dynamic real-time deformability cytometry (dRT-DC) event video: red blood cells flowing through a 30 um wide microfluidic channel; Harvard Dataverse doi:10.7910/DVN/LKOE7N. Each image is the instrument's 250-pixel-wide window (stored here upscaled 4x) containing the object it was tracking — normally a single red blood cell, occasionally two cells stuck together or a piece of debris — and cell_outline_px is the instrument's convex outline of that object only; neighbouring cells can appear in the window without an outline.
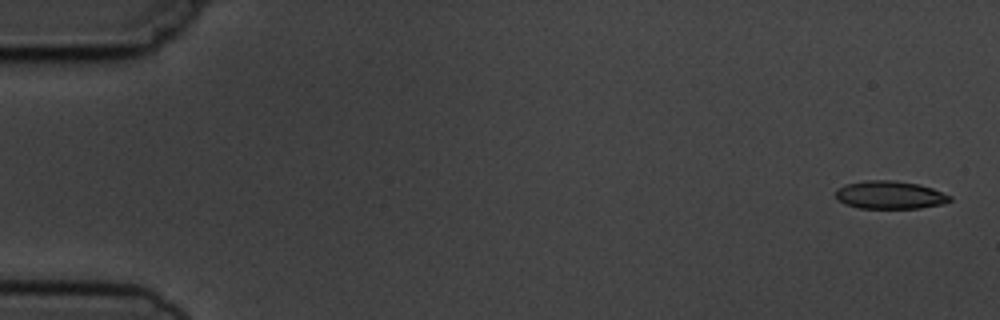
{"species": "common noctule bat (a hibernating species)", "species_latin": "Nyctalus noctula", "temperature_condition": "cold", "stored_images_in_passage": 5, "camera_frame_rate_fps": 3000, "um_per_image_px": 0.085, "animal": {"sex": "male", "body_mass_g": 19.5, "forearm_length_mm": 54.6}, "frame": {"image": 1, "passage_image": 1, "time_ms": 0.0, "image_size_px": [1000, 320], "cell_outline_px": [[952, 200], [944, 204], [920, 208], [860, 208], [844, 204], [836, 200], [836, 192], [844, 184], [868, 180], [892, 180], [920, 184], [932, 188], [952, 196]], "centroid_in_image_um": [75.66, 16.57], "position_along_channel_um": 9.3, "area_um2": 18.73}}
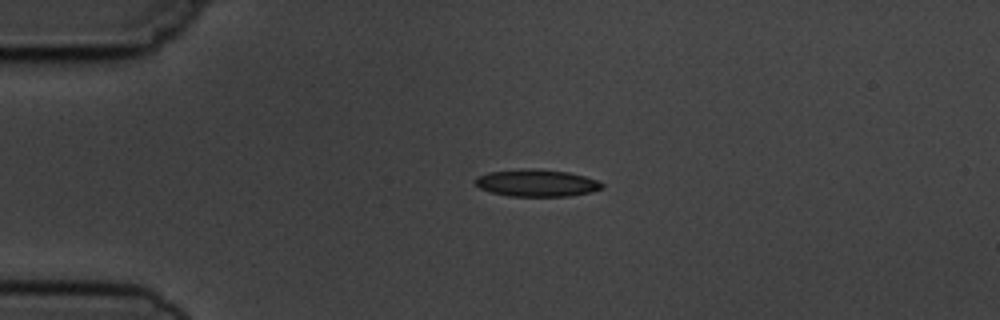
{"frame": {"image": 2, "passage_image": 4, "time_ms": 3.667, "image_size_px": [1000, 320], "cell_outline_px": [[604, 188], [592, 192], [568, 196], [508, 196], [492, 192], [480, 188], [476, 184], [476, 180], [480, 176], [488, 172], [532, 168], [536, 168], [568, 172], [584, 176], [596, 180], [604, 184]], "centroid_in_image_um": [45.67, 15.56], "position_along_channel_um": 39.3, "area_um2": 19.88}}